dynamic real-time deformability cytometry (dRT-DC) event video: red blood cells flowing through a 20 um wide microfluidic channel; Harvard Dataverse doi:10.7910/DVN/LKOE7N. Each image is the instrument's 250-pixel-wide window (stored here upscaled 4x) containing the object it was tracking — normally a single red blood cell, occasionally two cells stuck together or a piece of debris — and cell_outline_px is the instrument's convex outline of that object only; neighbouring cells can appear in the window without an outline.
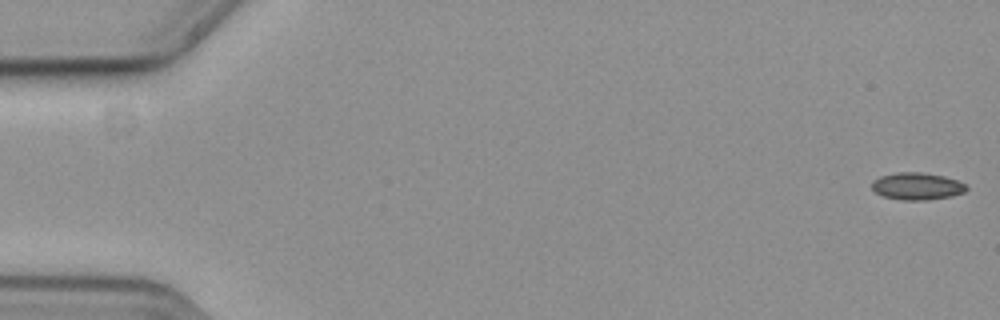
{"species": "common noctule bat (a hibernating species)", "species_latin": "Nyctalus noctula", "temperature_condition": "cold", "stored_images_in_passage": 49, "camera_frame_rate_fps": 3000, "um_per_image_px": 0.085, "animal": {"sex": "female", "body_mass_g": 19.3, "forearm_length_mm": 54.1}, "frame": {"image": 1, "passage_image": 1, "time_ms": 0.0, "image_size_px": [1000, 320], "cell_outline_px": [[968, 188], [964, 192], [952, 196], [924, 200], [904, 200], [884, 196], [876, 192], [872, 188], [872, 180], [880, 176], [896, 172], [920, 172], [944, 176], [968, 184]], "centroid_in_image_um": [77.96, 15.82], "position_along_channel_um": 7.0, "area_um2": 14.97}}
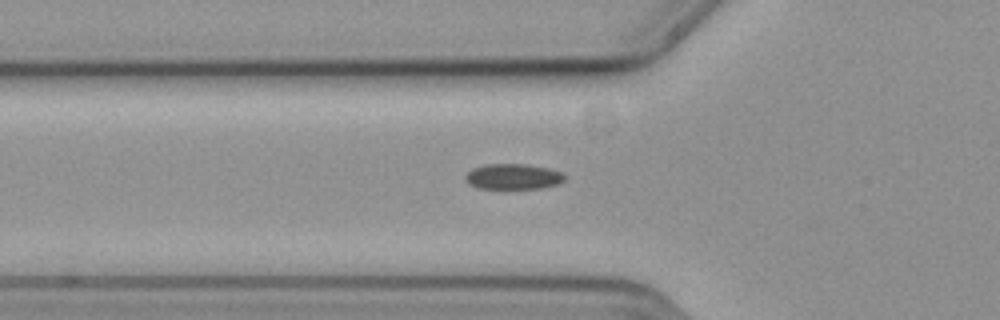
{"frame": {"image": 2, "passage_image": 20, "time_ms": 6.333, "image_size_px": [1000, 320], "cell_outline_px": [[564, 180], [556, 184], [540, 188], [480, 188], [468, 184], [464, 180], [464, 176], [472, 168], [484, 164], [524, 164], [548, 168], [560, 172], [564, 176]], "centroid_in_image_um": [43.55, 15.0], "position_along_channel_um": 82.3, "area_um2": 14.62}}
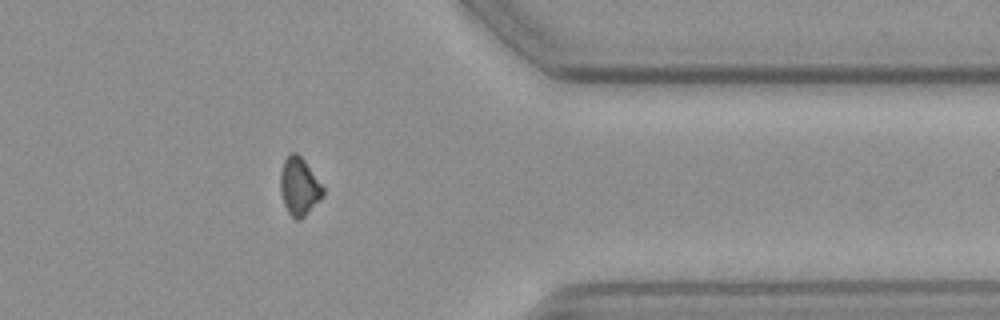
{"frame": {"image": 3, "passage_image": 46, "time_ms": 15.0, "image_size_px": [1000, 320], "cell_outline_px": [[324, 196], [300, 220], [296, 220], [288, 212], [284, 204], [280, 192], [280, 172], [284, 160], [292, 152], [296, 152], [304, 160], [324, 188]], "centroid_in_image_um": [25.43, 15.86], "position_along_channel_um": 386.0, "area_um2": 14.28}}